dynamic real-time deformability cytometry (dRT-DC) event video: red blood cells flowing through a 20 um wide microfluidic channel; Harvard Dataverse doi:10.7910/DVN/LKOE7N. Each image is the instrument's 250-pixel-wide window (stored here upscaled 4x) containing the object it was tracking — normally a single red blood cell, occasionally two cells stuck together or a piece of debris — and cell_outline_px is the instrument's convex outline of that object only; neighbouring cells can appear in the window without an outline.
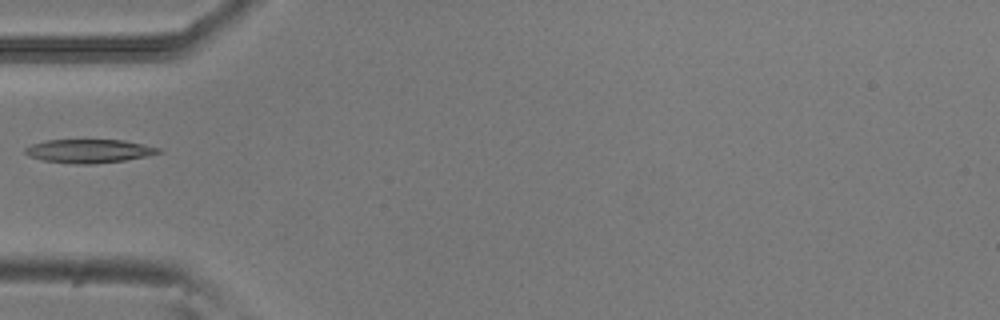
{"species": "common noctule bat (a hibernating species)", "species_latin": "Nyctalus noctula", "temperature_condition": "room temperature", "stored_images_in_passage": 6, "camera_frame_rate_fps": 3000, "um_per_image_px": 0.085, "animal": {"sex": "male", "body_mass_g": 20.5, "forearm_length_mm": 52.5}, "frame": {"image": 1, "passage_image": 5, "time_ms": 1.333, "image_size_px": [1000, 320], "cell_outline_px": [[164, 152], [124, 160], [92, 164], [76, 164], [44, 160], [28, 156], [24, 152], [24, 148], [32, 144], [44, 140], [124, 140], [144, 144], [160, 148]], "centroid_in_image_um": [7.55, 12.83], "position_along_channel_um": 77.4, "area_um2": 18.26}}
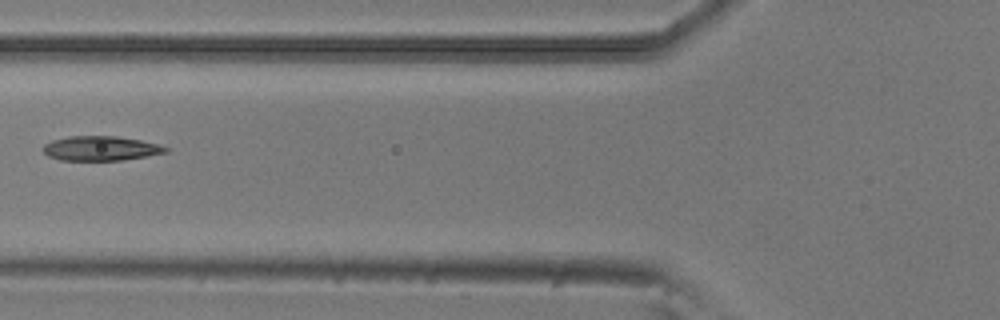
{"frame": {"image": 2, "passage_image": 6, "time_ms": 1.667, "image_size_px": [1000, 320], "cell_outline_px": [[168, 152], [120, 160], [60, 160], [48, 156], [40, 148], [44, 144], [52, 140], [68, 136], [116, 136], [140, 140], [160, 144], [168, 148]], "centroid_in_image_um": [8.52, 12.6], "position_along_channel_um": 117.3, "area_um2": 17.51}}